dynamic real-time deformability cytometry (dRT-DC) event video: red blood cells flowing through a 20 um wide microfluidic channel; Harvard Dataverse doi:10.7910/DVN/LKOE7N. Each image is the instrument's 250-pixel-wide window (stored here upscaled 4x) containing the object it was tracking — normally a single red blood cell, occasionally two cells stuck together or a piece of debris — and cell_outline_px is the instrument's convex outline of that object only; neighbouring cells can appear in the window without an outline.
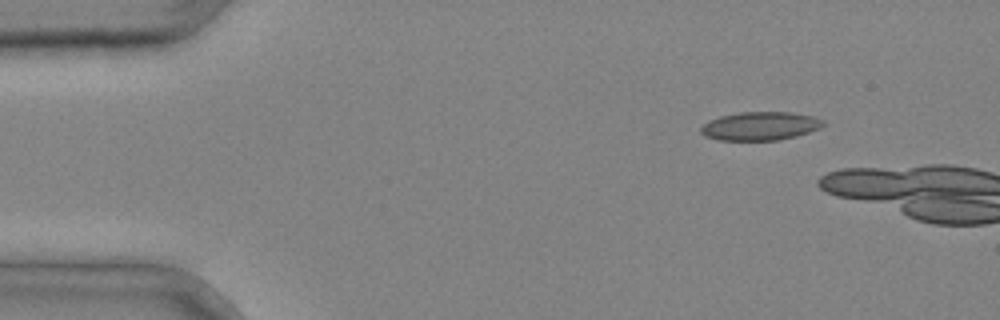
{"species": "common noctule bat (a hibernating species)", "species_latin": "Nyctalus noctula", "temperature_condition": "cold", "stored_images_in_passage": 2, "camera_frame_rate_fps": 3000, "um_per_image_px": 0.085, "animal": {"sex": "male", "body_mass_g": 20.4}, "frame": {"image": 1, "passage_image": 1, "time_ms": 0.0, "image_size_px": [1000, 320], "cell_outline_px": [[824, 124], [820, 128], [796, 136], [776, 140], [716, 140], [704, 136], [700, 132], [700, 128], [708, 120], [720, 116], [740, 112], [792, 112], [812, 116], [824, 120]], "centroid_in_image_um": [64.58, 10.71], "position_along_channel_um": 20.4, "area_um2": 20.35}}